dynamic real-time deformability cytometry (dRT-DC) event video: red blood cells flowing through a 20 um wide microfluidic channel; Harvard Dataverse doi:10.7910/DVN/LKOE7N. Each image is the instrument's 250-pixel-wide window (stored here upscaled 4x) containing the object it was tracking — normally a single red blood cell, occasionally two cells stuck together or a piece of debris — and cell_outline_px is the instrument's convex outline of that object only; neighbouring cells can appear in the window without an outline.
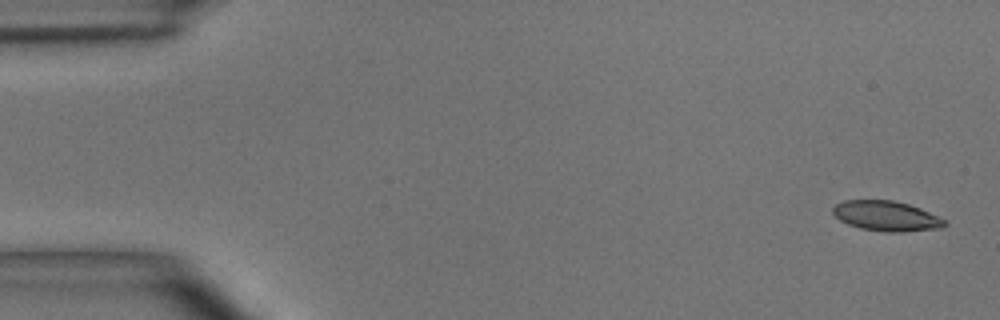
{"species": "common noctule bat (a hibernating species)", "species_latin": "Nyctalus noctula", "temperature_condition": "room temperature", "stored_images_in_passage": 5, "camera_frame_rate_fps": 3000, "um_per_image_px": 0.085, "animal": {"sex": "male", "body_mass_g": 15.6}, "frame": {"image": 1, "passage_image": 1, "time_ms": 0.0, "image_size_px": [1000, 320], "cell_outline_px": [[948, 224], [944, 228], [900, 232], [884, 232], [860, 228], [848, 224], [840, 220], [832, 212], [832, 208], [836, 204], [844, 200], [892, 200], [908, 204], [920, 208], [948, 220]], "centroid_in_image_um": [75.39, 18.37], "position_along_channel_um": 9.6, "area_um2": 19.77}}
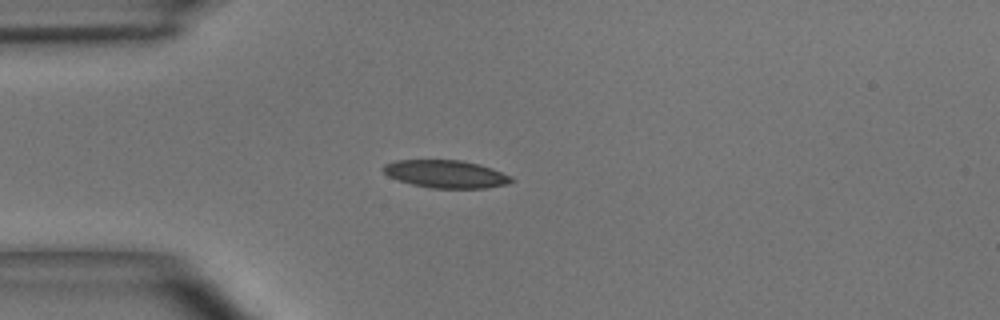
{"frame": {"image": 2, "passage_image": 4, "time_ms": 1.0, "image_size_px": [1000, 320], "cell_outline_px": [[516, 180], [508, 184], [484, 188], [432, 188], [412, 184], [388, 176], [380, 168], [384, 164], [396, 160], [460, 160], [480, 164], [492, 168], [512, 176]], "centroid_in_image_um": [37.92, 14.79], "position_along_channel_um": 47.1, "area_um2": 20.81}}